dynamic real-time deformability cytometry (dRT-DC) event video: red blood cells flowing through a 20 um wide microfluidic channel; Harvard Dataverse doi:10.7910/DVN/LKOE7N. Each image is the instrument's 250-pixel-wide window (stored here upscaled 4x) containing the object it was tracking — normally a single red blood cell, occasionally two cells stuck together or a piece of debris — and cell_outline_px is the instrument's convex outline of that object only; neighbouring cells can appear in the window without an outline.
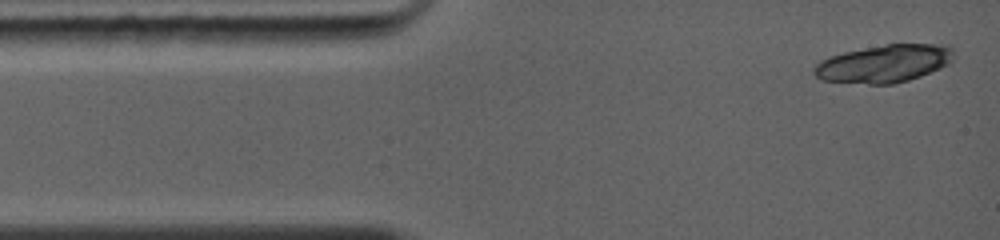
{"species": "common noctule bat (a hibernating species)", "species_latin": "Nyctalus noctula", "temperature_condition": "warm", "stored_images_in_passage": 6, "camera_frame_rate_fps": 5000, "um_per_image_px": 0.085, "animal": {"sex": "female", "body_mass_g": 19.0, "forearm_length_mm": 56.7}, "frame": {"image": 1, "passage_image": 1, "time_ms": 0.0, "image_size_px": [1000, 240], "cell_outline_px": [[952, 60], [948, 64], [940, 68], [920, 76], [908, 80], [892, 84], [868, 84], [820, 80], [812, 72], [812, 68], [820, 60], [828, 56], [844, 52], [884, 44], [948, 44], [952, 48]], "centroid_in_image_um": [75.11, 5.4], "position_along_channel_um": 9.9, "area_um2": 30.81}}